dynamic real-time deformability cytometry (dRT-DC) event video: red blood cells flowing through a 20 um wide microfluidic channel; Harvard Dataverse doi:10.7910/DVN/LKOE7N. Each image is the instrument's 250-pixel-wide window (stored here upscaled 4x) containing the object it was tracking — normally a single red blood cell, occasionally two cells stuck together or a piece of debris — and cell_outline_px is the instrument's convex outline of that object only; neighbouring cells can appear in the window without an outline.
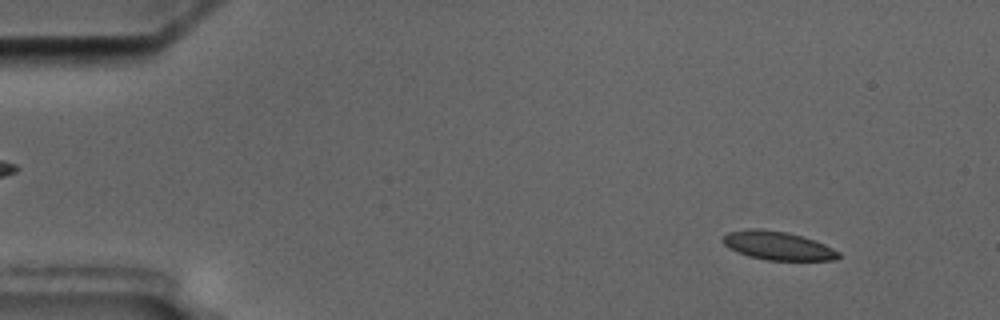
{"species": "common noctule bat (a hibernating species)", "species_latin": "Nyctalus noctula", "temperature_condition": "cold", "stored_images_in_passage": 3, "camera_frame_rate_fps": 3000, "um_per_image_px": 0.085, "animal": {"sex": "male", "body_mass_g": 17.5, "forearm_length_mm": 52.3}, "frame": {"image": 1, "passage_image": 1, "time_ms": 0.0, "image_size_px": [1000, 320], "cell_outline_px": [[840, 256], [836, 260], [768, 260], [748, 256], [728, 248], [720, 240], [728, 232], [748, 228], [760, 228], [788, 232], [824, 244], [840, 252]], "centroid_in_image_um": [66.07, 20.87], "position_along_channel_um": 18.9, "area_um2": 19.25}}
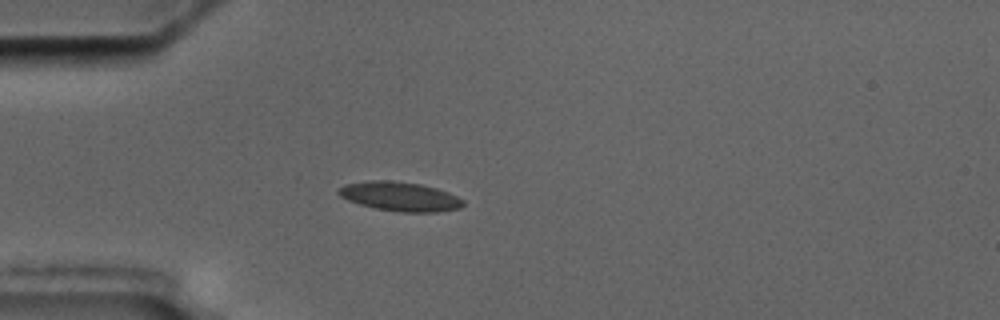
{"frame": {"image": 2, "passage_image": 3, "time_ms": 3.333, "image_size_px": [1000, 320], "cell_outline_px": [[464, 204], [460, 208], [436, 212], [400, 212], [376, 208], [360, 204], [348, 200], [340, 196], [336, 192], [336, 188], [344, 184], [368, 180], [384, 180], [420, 184], [436, 188], [448, 192], [464, 200]], "centroid_in_image_um": [33.96, 16.69], "position_along_channel_um": 51.0, "area_um2": 21.21}}